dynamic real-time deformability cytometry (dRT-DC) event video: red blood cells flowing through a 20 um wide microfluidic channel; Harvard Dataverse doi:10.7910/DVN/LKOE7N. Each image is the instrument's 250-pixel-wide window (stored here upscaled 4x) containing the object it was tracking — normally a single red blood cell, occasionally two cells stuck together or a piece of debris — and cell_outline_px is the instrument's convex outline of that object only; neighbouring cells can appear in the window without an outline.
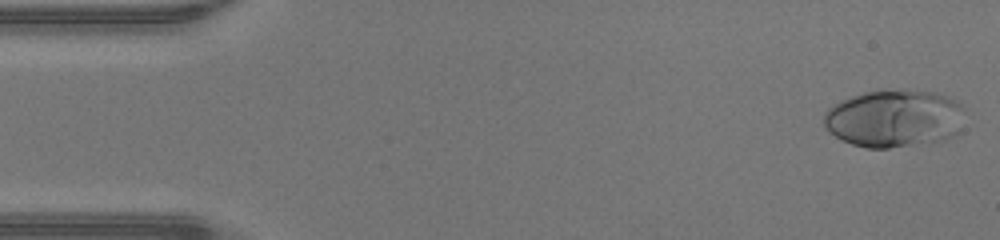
{"species": "human", "species_latin": "Homo sapiens", "temperature_condition": "warm", "stored_images_in_passage": 10, "camera_frame_rate_fps": 3000, "um_per_image_px": 0.085, "donor": {"sex": "male"}, "frame": {"image": 1, "passage_image": 1, "time_ms": 0.0, "image_size_px": [1000, 240], "cell_outline_px": [[964, 108], [960, 132], [956, 136], [944, 140], [888, 148], [868, 148], [852, 144], [828, 132], [824, 124], [824, 112], [828, 108], [840, 100], [864, 92], [904, 88], [936, 92], [960, 100], [964, 104]], "centroid_in_image_um": [76.07, 10.04], "position_along_channel_um": 8.9, "area_um2": 48.21}}